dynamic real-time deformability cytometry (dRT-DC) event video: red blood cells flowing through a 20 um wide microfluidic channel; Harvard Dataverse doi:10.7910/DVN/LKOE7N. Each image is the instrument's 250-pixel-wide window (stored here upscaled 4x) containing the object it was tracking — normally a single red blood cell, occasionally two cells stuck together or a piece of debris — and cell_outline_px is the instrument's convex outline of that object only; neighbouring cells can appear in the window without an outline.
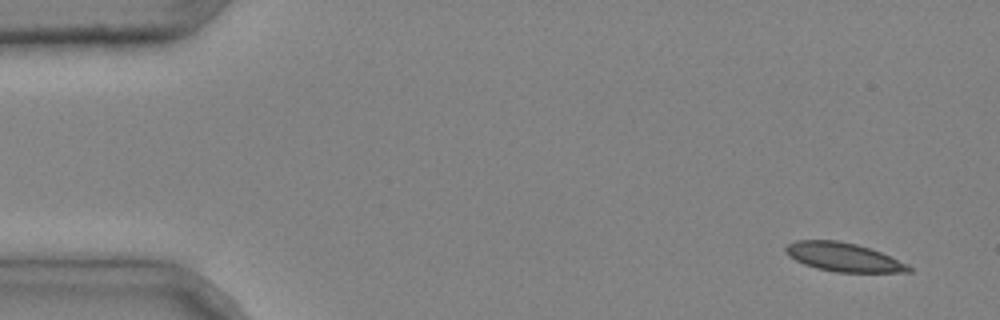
{"species": "common noctule bat (a hibernating species)", "species_latin": "Nyctalus noctula", "temperature_condition": "cold", "stored_images_in_passage": 3, "camera_frame_rate_fps": 3000, "um_per_image_px": 0.085, "animal": {"sex": "male", "body_mass_g": 20.4}, "frame": {"image": 1, "passage_image": 1, "time_ms": 0.0, "image_size_px": [1000, 320], "cell_outline_px": [[912, 272], [836, 272], [816, 268], [804, 264], [788, 256], [784, 252], [784, 248], [788, 244], [796, 240], [836, 240], [856, 244], [880, 252], [908, 264], [912, 268]], "centroid_in_image_um": [71.66, 21.85], "position_along_channel_um": 13.3, "area_um2": 20.52}}
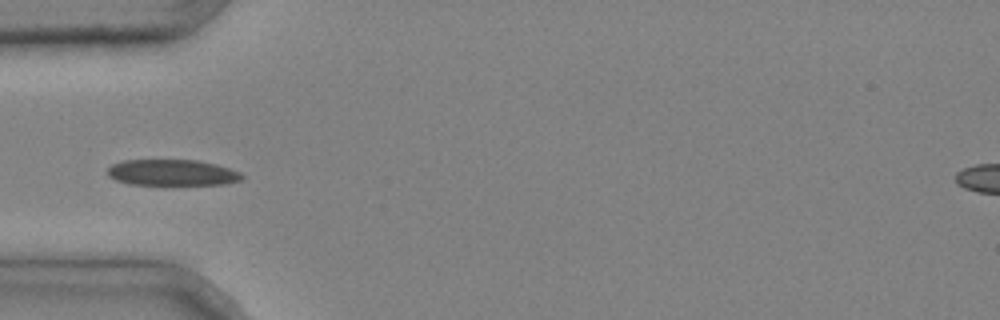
{"frame": {"image": 2, "passage_image": 3, "time_ms": 0.667, "image_size_px": [1000, 320], "cell_outline_px": [[244, 176], [240, 180], [228, 184], [128, 184], [116, 180], [108, 176], [108, 168], [112, 164], [124, 160], [196, 160], [216, 164], [240, 172]], "centroid_in_image_um": [14.63, 14.67], "position_along_channel_um": 70.4, "area_um2": 20.29}}